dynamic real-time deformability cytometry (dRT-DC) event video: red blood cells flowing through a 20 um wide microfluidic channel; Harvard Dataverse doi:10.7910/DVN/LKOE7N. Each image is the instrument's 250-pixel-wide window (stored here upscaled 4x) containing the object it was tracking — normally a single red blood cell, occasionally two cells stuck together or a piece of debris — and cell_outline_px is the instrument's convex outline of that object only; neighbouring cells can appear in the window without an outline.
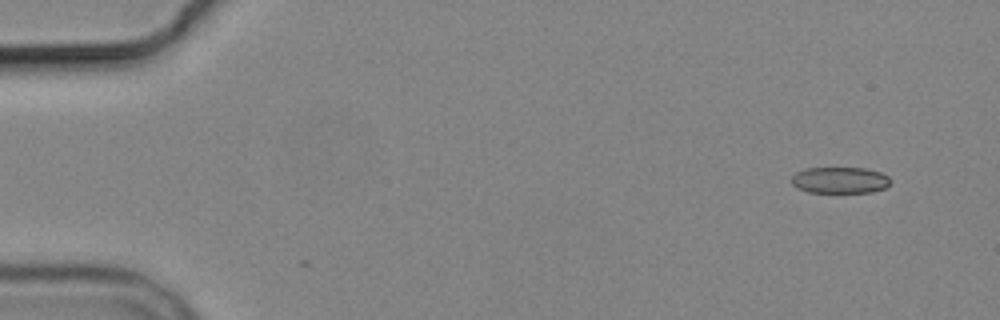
{"species": "common noctule bat (a hibernating species)", "species_latin": "Nyctalus noctula", "temperature_condition": "cold", "stored_images_in_passage": 4, "camera_frame_rate_fps": 3000, "um_per_image_px": 0.085, "animal": {"sex": "male", "body_mass_g": 19.2, "forearm_length_mm": 51.8}, "frame": {"image": 1, "passage_image": 1, "time_ms": 0.0, "image_size_px": [1000, 320], "cell_outline_px": [[892, 180], [884, 188], [872, 192], [808, 192], [796, 188], [792, 184], [792, 176], [796, 172], [804, 168], [864, 168], [880, 172], [888, 176]], "centroid_in_image_um": [71.37, 15.31], "position_along_channel_um": 13.6, "area_um2": 15.2}}
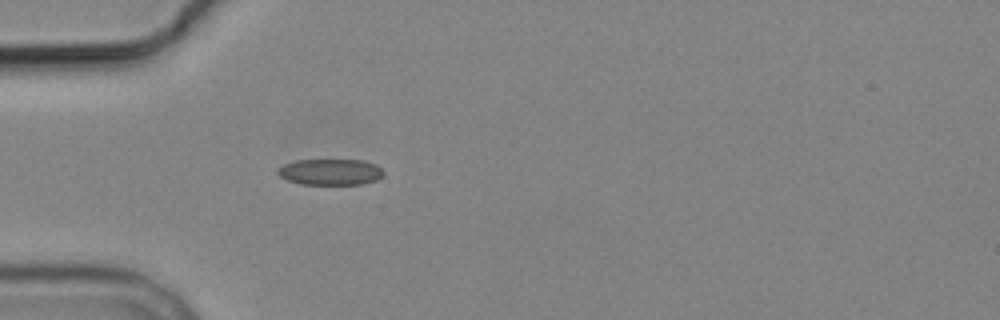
{"frame": {"image": 2, "passage_image": 4, "time_ms": 4.333, "image_size_px": [1000, 320], "cell_outline_px": [[384, 172], [376, 180], [360, 184], [300, 184], [288, 180], [280, 176], [276, 172], [276, 168], [284, 164], [296, 160], [360, 160], [376, 164]], "centroid_in_image_um": [28.03, 14.61], "position_along_channel_um": 57.0, "area_um2": 16.01}}